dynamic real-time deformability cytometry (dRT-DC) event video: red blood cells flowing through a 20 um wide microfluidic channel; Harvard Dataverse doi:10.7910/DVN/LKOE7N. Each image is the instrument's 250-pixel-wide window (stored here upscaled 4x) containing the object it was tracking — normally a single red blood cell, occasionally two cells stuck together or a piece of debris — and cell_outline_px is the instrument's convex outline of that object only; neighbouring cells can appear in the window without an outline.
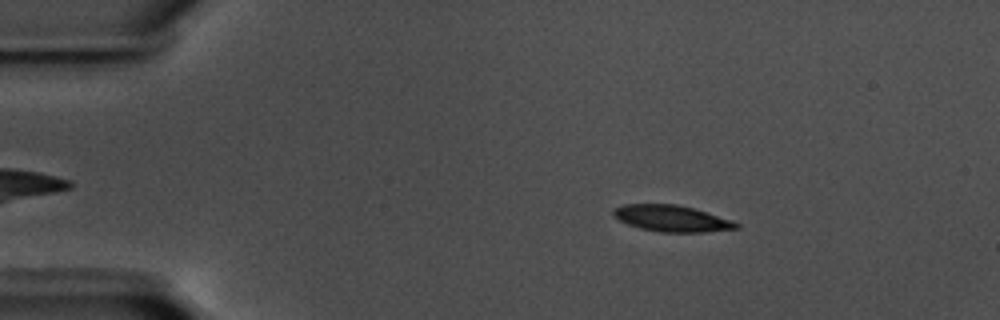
{"species": "common noctule bat (a hibernating species)", "species_latin": "Nyctalus noctula", "temperature_condition": "warm", "stored_images_in_passage": 57, "camera_frame_rate_fps": 3000, "um_per_image_px": 0.085, "animal": {"sex": "male", "body_mass_g": 17.5, "forearm_length_mm": 52.3}, "frame": {"image": 1, "passage_image": 10, "time_ms": 3.0, "image_size_px": [1000, 320], "cell_outline_px": [[740, 228], [704, 232], [660, 232], [640, 228], [628, 224], [620, 220], [612, 212], [616, 208], [624, 204], [676, 204], [692, 208], [732, 220], [740, 224]], "centroid_in_image_um": [57.12, 18.57], "position_along_channel_um": 27.9, "area_um2": 18.61}}
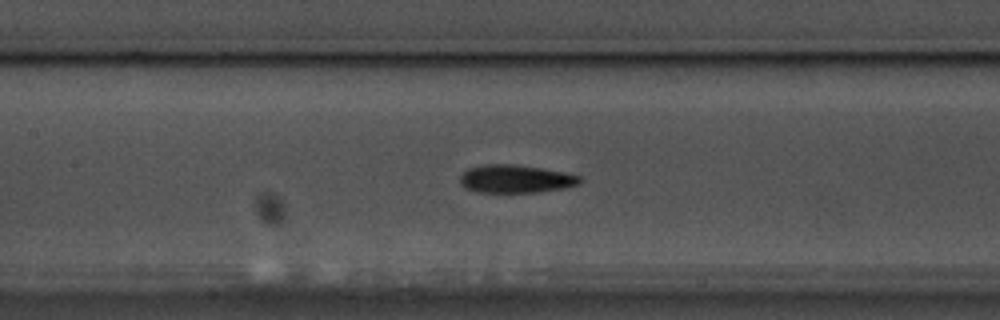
{"frame": {"image": 2, "passage_image": 27, "time_ms": 8.667, "image_size_px": [1000, 320], "cell_outline_px": [[584, 180], [580, 184], [564, 188], [536, 192], [476, 192], [464, 188], [460, 184], [460, 176], [468, 168], [484, 164], [516, 164], [564, 172], [580, 176]], "centroid_in_image_um": [43.82, 15.2], "position_along_channel_um": 163.6, "area_um2": 19.71}}
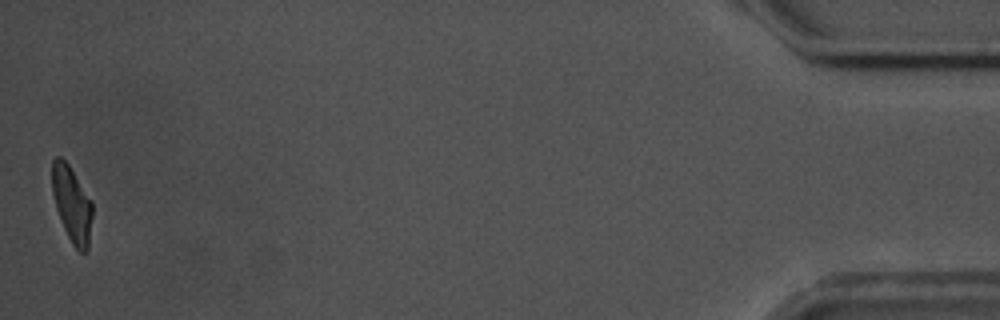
{"frame": {"image": 3, "passage_image": 57, "time_ms": 18.667, "image_size_px": [1000, 320], "cell_outline_px": [[92, 216], [88, 252], [80, 252], [72, 244], [64, 228], [56, 208], [52, 192], [52, 160], [56, 156], [60, 156], [68, 164], [92, 200]], "centroid_in_image_um": [6.12, 17.36], "position_along_channel_um": 429.1, "area_um2": 17.8}, "authors_computed_cell_mechanics": {"area_um2": 19.1896, "velocity_mm_per_s": 3.5804, "shape_relaxation_time_tau1_ms": 3.8248, "shape_relaxation_time_tau2_ms": 3.7081, "deformation_change_tau1": 0.1425, "deformation_change_tau2": 0.1011}}